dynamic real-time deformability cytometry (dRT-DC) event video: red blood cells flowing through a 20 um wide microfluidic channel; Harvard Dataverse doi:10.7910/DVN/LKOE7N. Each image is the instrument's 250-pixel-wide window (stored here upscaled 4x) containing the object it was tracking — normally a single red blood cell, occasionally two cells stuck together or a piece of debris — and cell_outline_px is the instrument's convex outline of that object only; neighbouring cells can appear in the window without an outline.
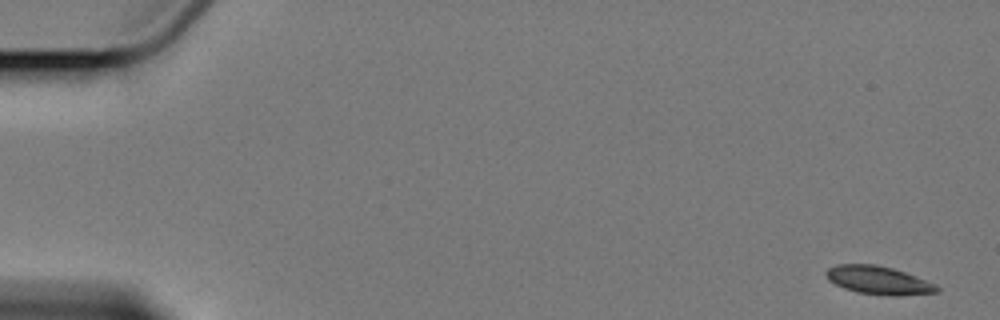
{"species": "Egyptian fruit bat (a non-hibernating species)", "species_latin": "Rousettus aegyptiacus", "temperature_condition": "cold", "stored_images_in_passage": 4, "camera_frame_rate_fps": 3000, "um_per_image_px": 0.085, "animal": {"sex": "female"}, "frame": {"image": 1, "passage_image": 1, "time_ms": 0.0, "image_size_px": [1000, 320], "cell_outline_px": [[940, 292], [900, 296], [856, 292], [844, 288], [828, 280], [824, 272], [828, 268], [836, 264], [872, 264], [892, 268], [904, 272], [936, 284], [940, 288]], "centroid_in_image_um": [74.67, 23.82], "position_along_channel_um": 10.3, "area_um2": 18.15}}